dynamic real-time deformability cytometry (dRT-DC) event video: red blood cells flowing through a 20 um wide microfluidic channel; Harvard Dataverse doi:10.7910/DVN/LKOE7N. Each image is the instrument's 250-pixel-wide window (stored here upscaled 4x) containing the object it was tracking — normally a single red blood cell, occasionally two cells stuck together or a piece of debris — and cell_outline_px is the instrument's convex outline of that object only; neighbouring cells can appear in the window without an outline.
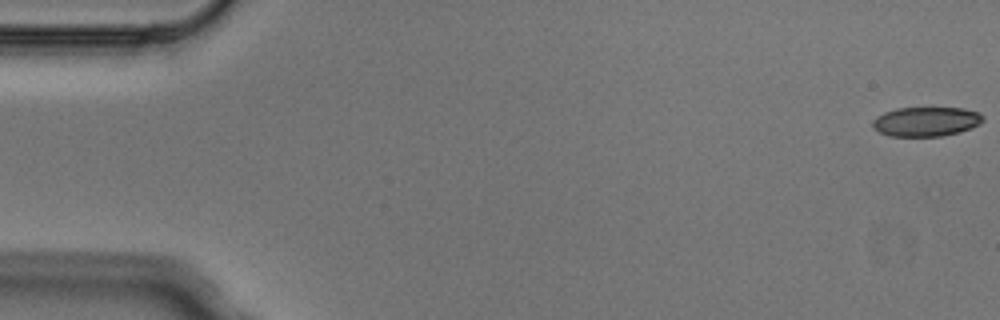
{"species": "Egyptian fruit bat (a non-hibernating species)", "species_latin": "Rousettus aegyptiacus", "temperature_condition": "cold", "stored_images_in_passage": 3, "camera_frame_rate_fps": 3000, "um_per_image_px": 0.085, "animal": {"sex": "male"}, "frame": {"image": 1, "passage_image": 1, "time_ms": 0.0, "image_size_px": [1000, 320], "cell_outline_px": [[984, 120], [980, 124], [960, 132], [940, 136], [888, 136], [872, 128], [872, 120], [876, 116], [884, 112], [896, 108], [964, 108], [980, 112], [984, 116]], "centroid_in_image_um": [78.72, 10.33], "position_along_channel_um": 6.3, "area_um2": 19.13}}